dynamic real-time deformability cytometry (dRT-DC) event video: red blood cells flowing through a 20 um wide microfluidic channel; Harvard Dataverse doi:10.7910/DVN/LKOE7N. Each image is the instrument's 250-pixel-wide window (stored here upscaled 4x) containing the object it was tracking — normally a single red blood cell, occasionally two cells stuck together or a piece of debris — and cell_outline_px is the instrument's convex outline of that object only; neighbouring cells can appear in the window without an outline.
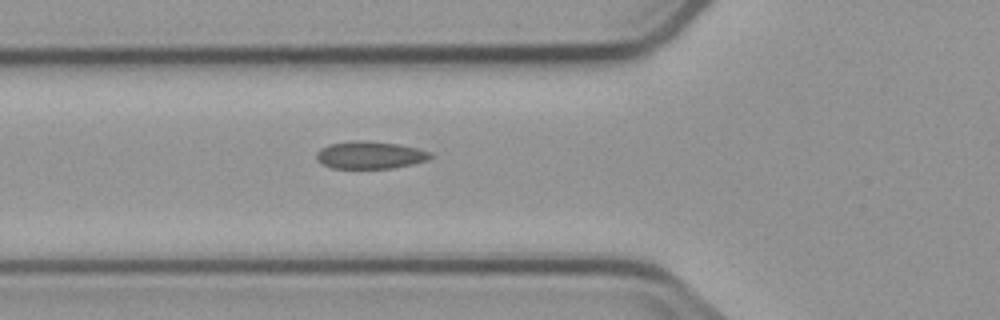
{"species": "common noctule bat (a hibernating species)", "species_latin": "Nyctalus noctula", "temperature_condition": "cold", "stored_images_in_passage": 5, "camera_frame_rate_fps": 3000, "um_per_image_px": 0.085, "animal": {"sex": "male", "body_mass_g": 23.1, "forearm_length_mm": 52.7}, "frame": {"image": 1, "passage_image": 5, "time_ms": 4.667, "image_size_px": [1000, 320], "cell_outline_px": [[432, 156], [428, 160], [392, 168], [332, 168], [324, 164], [316, 156], [316, 152], [320, 148], [328, 144], [356, 140], [396, 144], [416, 148], [432, 152]], "centroid_in_image_um": [31.44, 13.18], "position_along_channel_um": 94.4, "area_um2": 17.92}}